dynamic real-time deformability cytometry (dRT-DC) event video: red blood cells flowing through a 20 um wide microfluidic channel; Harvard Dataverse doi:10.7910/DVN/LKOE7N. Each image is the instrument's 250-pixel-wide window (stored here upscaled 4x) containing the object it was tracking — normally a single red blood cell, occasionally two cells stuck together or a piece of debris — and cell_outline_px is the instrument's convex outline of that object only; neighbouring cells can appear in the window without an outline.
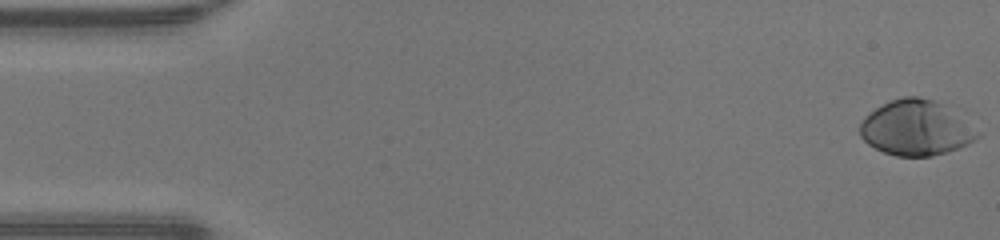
{"species": "human", "species_latin": "Homo sapiens", "temperature_condition": "warm", "stored_images_in_passage": 48, "camera_frame_rate_fps": 3000, "um_per_image_px": 0.085, "donor": {"sex": "male"}, "frame": {"image": 1, "passage_image": 1, "time_ms": 0.0, "image_size_px": [1000, 240], "cell_outline_px": [[980, 136], [968, 144], [932, 156], [896, 156], [884, 152], [868, 144], [860, 136], [860, 124], [864, 116], [876, 108], [892, 100], [904, 96], [920, 96], [952, 104], [980, 132]], "centroid_in_image_um": [77.93, 10.83], "position_along_channel_um": 7.1, "area_um2": 38.49}}
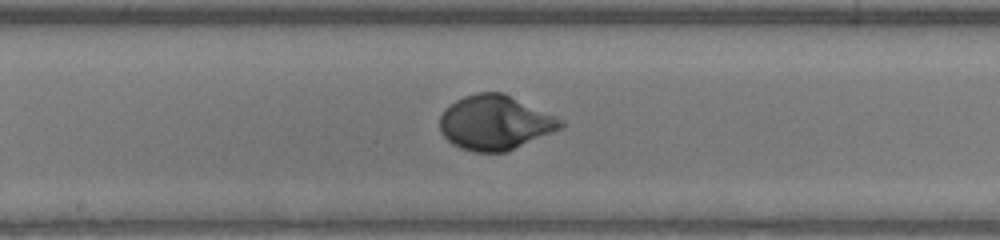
{"frame": {"image": 2, "passage_image": 25, "time_ms": 8.0, "image_size_px": [1000, 240], "cell_outline_px": [[564, 124], [560, 128], [552, 132], [508, 152], [472, 152], [460, 148], [452, 144], [440, 132], [440, 116], [444, 108], [456, 100], [464, 96], [476, 92], [504, 92], [564, 120]], "centroid_in_image_um": [42.06, 10.42], "position_along_channel_um": 206.1, "area_um2": 38.61}}
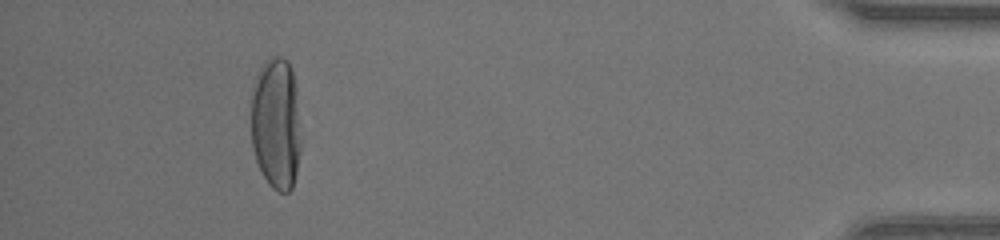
{"frame": {"image": 3, "passage_image": 44, "time_ms": 14.333, "image_size_px": [1000, 240], "cell_outline_px": [[300, 152], [296, 172], [292, 188], [288, 192], [280, 192], [272, 188], [268, 184], [256, 160], [252, 148], [252, 96], [256, 80], [260, 68], [268, 60], [276, 56], [280, 56], [288, 60], [292, 72], [296, 88], [300, 140]], "centroid_in_image_um": [23.47, 10.54], "position_along_channel_um": 411.7, "area_um2": 37.97}, "authors_computed_cell_mechanics": {"area_um2": 37.3388, "velocity_mm_per_s": 4.3202, "shape_relaxation_time_tau1_ms": 2.8072, "shape_relaxation_time_tau2_ms": null, "deformation_change_tau1": 0.214, "deformation_change_tau2": null}}